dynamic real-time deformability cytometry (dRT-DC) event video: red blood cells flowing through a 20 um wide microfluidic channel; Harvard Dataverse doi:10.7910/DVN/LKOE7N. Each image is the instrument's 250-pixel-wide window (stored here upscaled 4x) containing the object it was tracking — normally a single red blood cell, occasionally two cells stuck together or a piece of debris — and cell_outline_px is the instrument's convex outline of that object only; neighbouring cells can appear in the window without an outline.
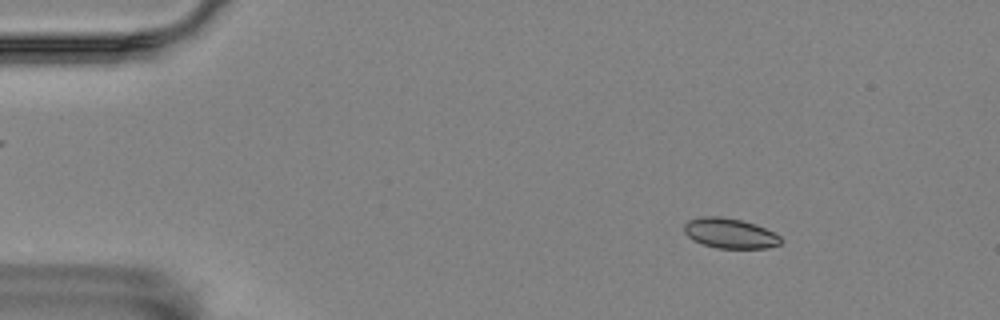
{"species": "Egyptian fruit bat (a non-hibernating species)", "species_latin": "Rousettus aegyptiacus", "temperature_condition": "room temperature", "stored_images_in_passage": 57, "camera_frame_rate_fps": 3000, "um_per_image_px": 0.085, "animal": {"sex": "female"}, "frame": {"image": 1, "passage_image": 8, "time_ms": 2.333, "image_size_px": [1000, 320], "cell_outline_px": [[780, 244], [768, 248], [716, 248], [692, 240], [684, 232], [684, 224], [688, 220], [700, 216], [720, 216], [740, 220], [756, 224], [780, 236]], "centroid_in_image_um": [62.0, 19.82], "position_along_channel_um": 23.0, "area_um2": 16.88}}
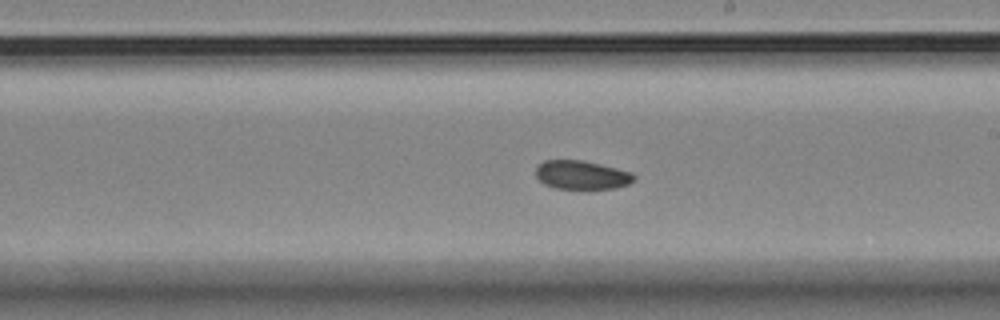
{"frame": {"image": 2, "passage_image": 33, "time_ms": 10.667, "image_size_px": [1000, 320], "cell_outline_px": [[636, 180], [628, 184], [616, 188], [556, 188], [544, 184], [536, 176], [536, 168], [544, 160], [580, 160], [600, 164], [632, 172], [636, 176]], "centroid_in_image_um": [49.47, 14.86], "position_along_channel_um": 239.5, "area_um2": 16.3}}
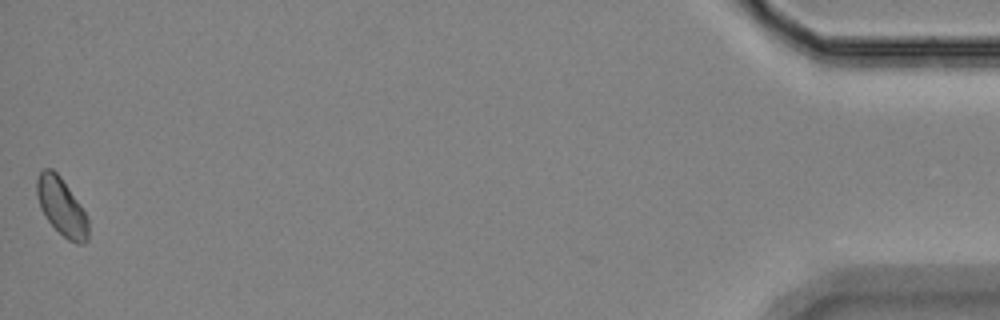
{"frame": {"image": 3, "passage_image": 57, "time_ms": 18.667, "image_size_px": [1000, 320], "cell_outline_px": [[88, 240], [84, 244], [76, 244], [68, 240], [48, 220], [40, 208], [36, 196], [36, 180], [40, 172], [44, 168], [52, 168], [60, 176], [80, 204], [88, 216]], "centroid_in_image_um": [5.24, 17.58], "position_along_channel_um": 430.0, "area_um2": 17.28}}